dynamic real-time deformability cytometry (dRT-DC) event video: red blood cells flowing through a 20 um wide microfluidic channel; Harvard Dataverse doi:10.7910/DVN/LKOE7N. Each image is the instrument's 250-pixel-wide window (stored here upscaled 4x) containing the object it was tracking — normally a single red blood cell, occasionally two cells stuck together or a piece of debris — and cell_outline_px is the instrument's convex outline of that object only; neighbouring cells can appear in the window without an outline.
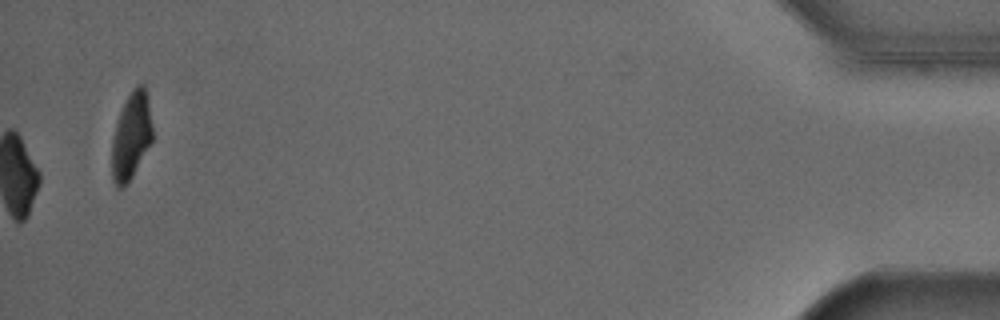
{"species": "Egyptian fruit bat (a non-hibernating species)", "species_latin": "Rousettus aegyptiacus", "temperature_condition": "cold", "stored_images_in_passage": 45, "camera_frame_rate_fps": 3000, "um_per_image_px": 0.085, "animal": {"sex": "male"}, "frame": {"image": 1, "passage_image": 45, "time_ms": 14.667, "image_size_px": [1000, 320], "cell_outline_px": [[152, 140], [132, 176], [120, 188], [112, 180], [112, 140], [116, 124], [120, 112], [132, 88], [140, 84], [144, 84], [148, 96], [152, 124]], "centroid_in_image_um": [11.16, 11.5], "position_along_channel_um": 424.0, "area_um2": 20.17}, "authors_computed_cell_mechanics": {"area_um2": 26.3568, "velocity_mm_per_s": 3.8688, "shape_relaxation_time_tau1_ms": 5.0484, "shape_relaxation_time_tau2_ms": null, "deformation_change_tau1": 0.1071, "deformation_change_tau2": null}}